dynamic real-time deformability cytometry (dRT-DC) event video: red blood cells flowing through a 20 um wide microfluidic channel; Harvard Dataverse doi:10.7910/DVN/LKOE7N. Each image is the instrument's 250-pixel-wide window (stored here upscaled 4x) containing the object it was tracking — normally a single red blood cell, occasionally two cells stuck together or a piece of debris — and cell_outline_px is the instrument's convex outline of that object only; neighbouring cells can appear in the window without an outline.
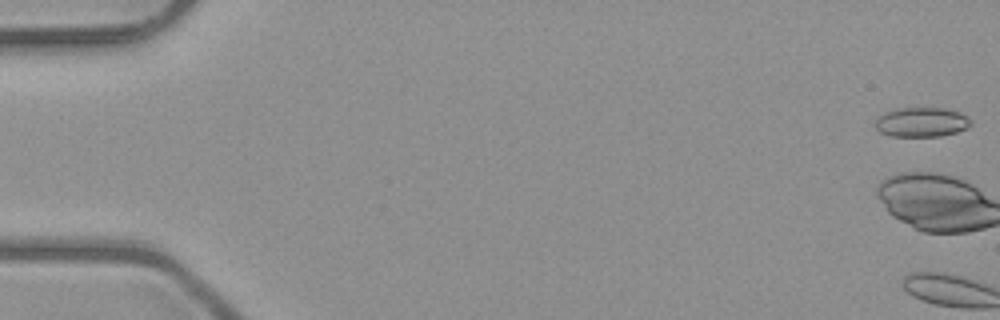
{"species": "common noctule bat (a hibernating species)", "species_latin": "Nyctalus noctula", "temperature_condition": "room temperature", "stored_images_in_passage": 3, "camera_frame_rate_fps": 3000, "um_per_image_px": 0.085, "animal": {"sex": "male", "body_mass_g": 23.1, "forearm_length_mm": 52.7}, "frame": {"image": 1, "passage_image": 1, "time_ms": 0.0, "image_size_px": [1000, 320], "cell_outline_px": [[972, 124], [968, 128], [956, 132], [940, 136], [892, 136], [880, 132], [872, 124], [884, 112], [896, 108], [944, 108], [960, 112], [972, 120]], "centroid_in_image_um": [78.33, 10.38], "position_along_channel_um": 6.7, "area_um2": 16.59}}